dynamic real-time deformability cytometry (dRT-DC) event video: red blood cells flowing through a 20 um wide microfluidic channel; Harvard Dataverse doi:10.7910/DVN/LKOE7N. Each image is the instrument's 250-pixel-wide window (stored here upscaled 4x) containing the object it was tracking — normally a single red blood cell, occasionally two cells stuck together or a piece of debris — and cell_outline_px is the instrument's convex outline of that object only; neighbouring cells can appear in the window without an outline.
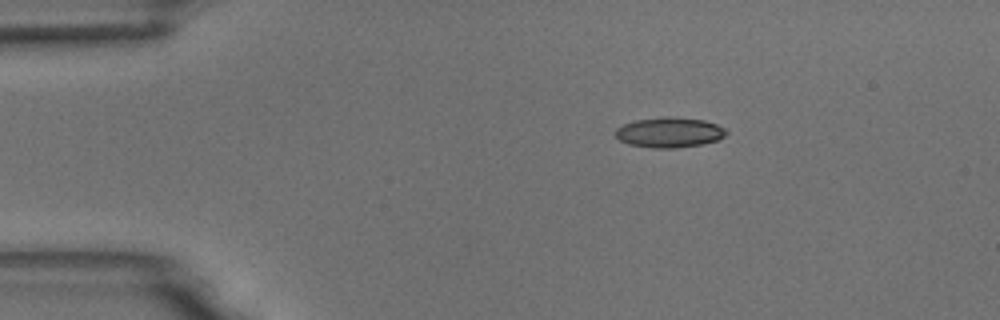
{"species": "common noctule bat (a hibernating species)", "species_latin": "Nyctalus noctula", "temperature_condition": "room temperature", "stored_images_in_passage": 45, "camera_frame_rate_fps": 3000, "um_per_image_px": 0.085, "animal": {"sex": "male", "body_mass_g": 18.8}, "frame": {"image": 1, "passage_image": 1, "time_ms": 0.0, "image_size_px": [1000, 320], "cell_outline_px": [[728, 132], [720, 140], [704, 144], [676, 148], [652, 148], [628, 144], [620, 140], [616, 136], [616, 128], [624, 124], [636, 120], [668, 116], [676, 116], [704, 120], [716, 124], [724, 128]], "centroid_in_image_um": [56.93, 11.25], "position_along_channel_um": 28.1, "area_um2": 19.65}}
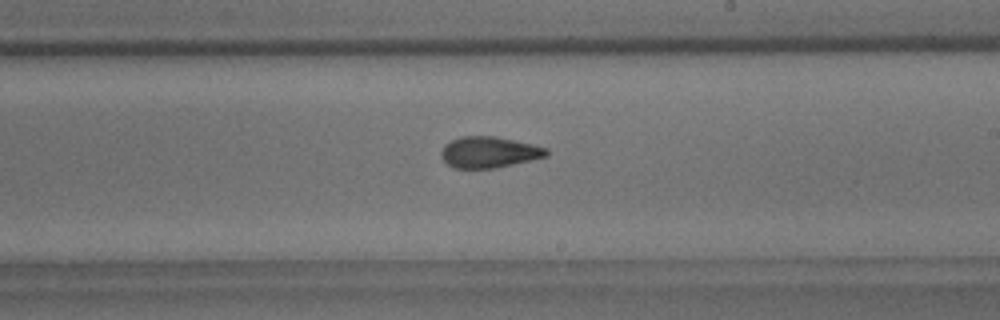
{"frame": {"image": 2, "passage_image": 23, "time_ms": 7.333, "image_size_px": [1000, 320], "cell_outline_px": [[548, 156], [496, 168], [452, 168], [440, 156], [440, 152], [444, 144], [460, 136], [496, 136], [532, 144], [548, 148]], "centroid_in_image_um": [41.55, 12.93], "position_along_channel_um": 247.4, "area_um2": 19.19}}
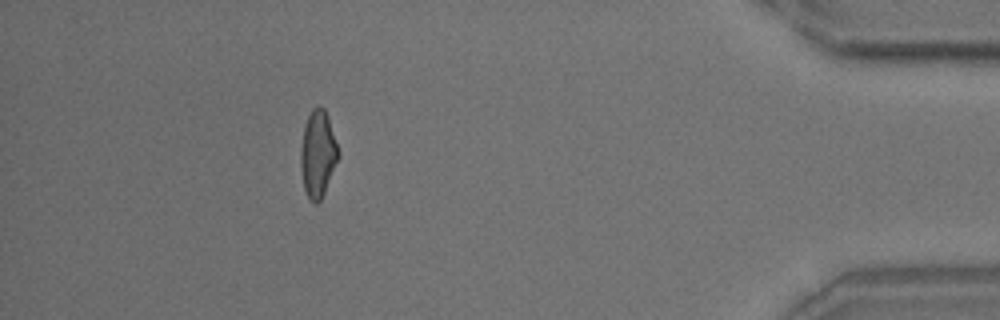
{"frame": {"image": 3, "passage_image": 40, "time_ms": 13.0, "image_size_px": [1000, 320], "cell_outline_px": [[340, 156], [324, 192], [320, 200], [316, 204], [312, 204], [308, 200], [304, 188], [300, 164], [300, 148], [304, 124], [312, 108], [316, 104], [320, 104], [324, 108], [328, 116], [340, 152]], "centroid_in_image_um": [27.01, 13.05], "position_along_channel_um": 408.2, "area_um2": 19.42}, "authors_computed_cell_mechanics": {"area_um2": 19.3052, "velocity_mm_per_s": 3.7586, "shape_relaxation_time_tau1_ms": 6.0124, "shape_relaxation_time_tau2_ms": 1.5652, "deformation_change_tau1": 0.1861, "deformation_change_tau2": 0.0884}}